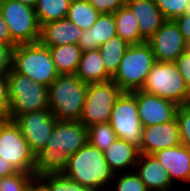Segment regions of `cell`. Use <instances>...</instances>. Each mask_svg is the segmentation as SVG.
Masks as SVG:
<instances>
[{
    "label": "cell",
    "instance_id": "cell-25",
    "mask_svg": "<svg viewBox=\"0 0 190 191\" xmlns=\"http://www.w3.org/2000/svg\"><path fill=\"white\" fill-rule=\"evenodd\" d=\"M128 47L129 44L116 35L98 48L104 68L111 77L118 70L123 54Z\"/></svg>",
    "mask_w": 190,
    "mask_h": 191
},
{
    "label": "cell",
    "instance_id": "cell-28",
    "mask_svg": "<svg viewBox=\"0 0 190 191\" xmlns=\"http://www.w3.org/2000/svg\"><path fill=\"white\" fill-rule=\"evenodd\" d=\"M87 130L88 142L102 152L117 139V135L109 122L91 125Z\"/></svg>",
    "mask_w": 190,
    "mask_h": 191
},
{
    "label": "cell",
    "instance_id": "cell-18",
    "mask_svg": "<svg viewBox=\"0 0 190 191\" xmlns=\"http://www.w3.org/2000/svg\"><path fill=\"white\" fill-rule=\"evenodd\" d=\"M126 5L137 19L139 33L145 41L166 21L154 0H127Z\"/></svg>",
    "mask_w": 190,
    "mask_h": 191
},
{
    "label": "cell",
    "instance_id": "cell-10",
    "mask_svg": "<svg viewBox=\"0 0 190 191\" xmlns=\"http://www.w3.org/2000/svg\"><path fill=\"white\" fill-rule=\"evenodd\" d=\"M122 92L113 80L88 84L79 121L87 128L94 124L109 122L114 103Z\"/></svg>",
    "mask_w": 190,
    "mask_h": 191
},
{
    "label": "cell",
    "instance_id": "cell-8",
    "mask_svg": "<svg viewBox=\"0 0 190 191\" xmlns=\"http://www.w3.org/2000/svg\"><path fill=\"white\" fill-rule=\"evenodd\" d=\"M0 157L17 171L34 174L36 156L23 138L19 126L6 118H0Z\"/></svg>",
    "mask_w": 190,
    "mask_h": 191
},
{
    "label": "cell",
    "instance_id": "cell-20",
    "mask_svg": "<svg viewBox=\"0 0 190 191\" xmlns=\"http://www.w3.org/2000/svg\"><path fill=\"white\" fill-rule=\"evenodd\" d=\"M116 35L113 13L100 14L91 28L83 30L77 45L83 52L96 50Z\"/></svg>",
    "mask_w": 190,
    "mask_h": 191
},
{
    "label": "cell",
    "instance_id": "cell-44",
    "mask_svg": "<svg viewBox=\"0 0 190 191\" xmlns=\"http://www.w3.org/2000/svg\"><path fill=\"white\" fill-rule=\"evenodd\" d=\"M187 104L190 105V89H189V97H188V102H187Z\"/></svg>",
    "mask_w": 190,
    "mask_h": 191
},
{
    "label": "cell",
    "instance_id": "cell-30",
    "mask_svg": "<svg viewBox=\"0 0 190 191\" xmlns=\"http://www.w3.org/2000/svg\"><path fill=\"white\" fill-rule=\"evenodd\" d=\"M113 183V191H148L135 170L114 174Z\"/></svg>",
    "mask_w": 190,
    "mask_h": 191
},
{
    "label": "cell",
    "instance_id": "cell-17",
    "mask_svg": "<svg viewBox=\"0 0 190 191\" xmlns=\"http://www.w3.org/2000/svg\"><path fill=\"white\" fill-rule=\"evenodd\" d=\"M152 155L168 170L173 185L175 182L190 184V149L180 144Z\"/></svg>",
    "mask_w": 190,
    "mask_h": 191
},
{
    "label": "cell",
    "instance_id": "cell-41",
    "mask_svg": "<svg viewBox=\"0 0 190 191\" xmlns=\"http://www.w3.org/2000/svg\"><path fill=\"white\" fill-rule=\"evenodd\" d=\"M30 191H49L37 178L30 183Z\"/></svg>",
    "mask_w": 190,
    "mask_h": 191
},
{
    "label": "cell",
    "instance_id": "cell-36",
    "mask_svg": "<svg viewBox=\"0 0 190 191\" xmlns=\"http://www.w3.org/2000/svg\"><path fill=\"white\" fill-rule=\"evenodd\" d=\"M12 49L0 44V76L7 77L11 70Z\"/></svg>",
    "mask_w": 190,
    "mask_h": 191
},
{
    "label": "cell",
    "instance_id": "cell-35",
    "mask_svg": "<svg viewBox=\"0 0 190 191\" xmlns=\"http://www.w3.org/2000/svg\"><path fill=\"white\" fill-rule=\"evenodd\" d=\"M10 101L8 92V81L6 77L0 76V117L5 118L9 111Z\"/></svg>",
    "mask_w": 190,
    "mask_h": 191
},
{
    "label": "cell",
    "instance_id": "cell-23",
    "mask_svg": "<svg viewBox=\"0 0 190 191\" xmlns=\"http://www.w3.org/2000/svg\"><path fill=\"white\" fill-rule=\"evenodd\" d=\"M55 69L59 75L75 74L82 49L75 44L48 47Z\"/></svg>",
    "mask_w": 190,
    "mask_h": 191
},
{
    "label": "cell",
    "instance_id": "cell-15",
    "mask_svg": "<svg viewBox=\"0 0 190 191\" xmlns=\"http://www.w3.org/2000/svg\"><path fill=\"white\" fill-rule=\"evenodd\" d=\"M181 144L179 124L174 120L142 128V143L138 148L141 154H150Z\"/></svg>",
    "mask_w": 190,
    "mask_h": 191
},
{
    "label": "cell",
    "instance_id": "cell-26",
    "mask_svg": "<svg viewBox=\"0 0 190 191\" xmlns=\"http://www.w3.org/2000/svg\"><path fill=\"white\" fill-rule=\"evenodd\" d=\"M100 13L87 0H71L67 19L82 30L92 27Z\"/></svg>",
    "mask_w": 190,
    "mask_h": 191
},
{
    "label": "cell",
    "instance_id": "cell-14",
    "mask_svg": "<svg viewBox=\"0 0 190 191\" xmlns=\"http://www.w3.org/2000/svg\"><path fill=\"white\" fill-rule=\"evenodd\" d=\"M136 98L139 119L143 127L167 123L176 118L178 105L170 100L144 92L131 91Z\"/></svg>",
    "mask_w": 190,
    "mask_h": 191
},
{
    "label": "cell",
    "instance_id": "cell-34",
    "mask_svg": "<svg viewBox=\"0 0 190 191\" xmlns=\"http://www.w3.org/2000/svg\"><path fill=\"white\" fill-rule=\"evenodd\" d=\"M100 14H110L126 5L127 0H87Z\"/></svg>",
    "mask_w": 190,
    "mask_h": 191
},
{
    "label": "cell",
    "instance_id": "cell-43",
    "mask_svg": "<svg viewBox=\"0 0 190 191\" xmlns=\"http://www.w3.org/2000/svg\"><path fill=\"white\" fill-rule=\"evenodd\" d=\"M184 14H190V0H188L187 5L185 6Z\"/></svg>",
    "mask_w": 190,
    "mask_h": 191
},
{
    "label": "cell",
    "instance_id": "cell-9",
    "mask_svg": "<svg viewBox=\"0 0 190 191\" xmlns=\"http://www.w3.org/2000/svg\"><path fill=\"white\" fill-rule=\"evenodd\" d=\"M0 10L12 40L17 44H28L40 40V25L35 9L16 0L0 3Z\"/></svg>",
    "mask_w": 190,
    "mask_h": 191
},
{
    "label": "cell",
    "instance_id": "cell-27",
    "mask_svg": "<svg viewBox=\"0 0 190 191\" xmlns=\"http://www.w3.org/2000/svg\"><path fill=\"white\" fill-rule=\"evenodd\" d=\"M71 0H38L34 9L40 27L67 17Z\"/></svg>",
    "mask_w": 190,
    "mask_h": 191
},
{
    "label": "cell",
    "instance_id": "cell-2",
    "mask_svg": "<svg viewBox=\"0 0 190 191\" xmlns=\"http://www.w3.org/2000/svg\"><path fill=\"white\" fill-rule=\"evenodd\" d=\"M62 173L81 186L96 191H105L114 177L104 153L89 142L70 155L68 165Z\"/></svg>",
    "mask_w": 190,
    "mask_h": 191
},
{
    "label": "cell",
    "instance_id": "cell-21",
    "mask_svg": "<svg viewBox=\"0 0 190 191\" xmlns=\"http://www.w3.org/2000/svg\"><path fill=\"white\" fill-rule=\"evenodd\" d=\"M103 153L114 174L120 173L119 170L123 173L133 171L140 155L136 146L118 138Z\"/></svg>",
    "mask_w": 190,
    "mask_h": 191
},
{
    "label": "cell",
    "instance_id": "cell-22",
    "mask_svg": "<svg viewBox=\"0 0 190 191\" xmlns=\"http://www.w3.org/2000/svg\"><path fill=\"white\" fill-rule=\"evenodd\" d=\"M75 75L86 84L107 82L112 79L104 68L98 49L82 53Z\"/></svg>",
    "mask_w": 190,
    "mask_h": 191
},
{
    "label": "cell",
    "instance_id": "cell-31",
    "mask_svg": "<svg viewBox=\"0 0 190 191\" xmlns=\"http://www.w3.org/2000/svg\"><path fill=\"white\" fill-rule=\"evenodd\" d=\"M34 178V174L18 171L1 178L0 191H26Z\"/></svg>",
    "mask_w": 190,
    "mask_h": 191
},
{
    "label": "cell",
    "instance_id": "cell-6",
    "mask_svg": "<svg viewBox=\"0 0 190 191\" xmlns=\"http://www.w3.org/2000/svg\"><path fill=\"white\" fill-rule=\"evenodd\" d=\"M155 62L153 51L147 42L129 45L111 80L123 92L141 90Z\"/></svg>",
    "mask_w": 190,
    "mask_h": 191
},
{
    "label": "cell",
    "instance_id": "cell-40",
    "mask_svg": "<svg viewBox=\"0 0 190 191\" xmlns=\"http://www.w3.org/2000/svg\"><path fill=\"white\" fill-rule=\"evenodd\" d=\"M16 172L18 171L9 162L0 157V178H4Z\"/></svg>",
    "mask_w": 190,
    "mask_h": 191
},
{
    "label": "cell",
    "instance_id": "cell-5",
    "mask_svg": "<svg viewBox=\"0 0 190 191\" xmlns=\"http://www.w3.org/2000/svg\"><path fill=\"white\" fill-rule=\"evenodd\" d=\"M6 78L10 101L6 119L14 121L19 115L49 109L48 87L16 73L12 68Z\"/></svg>",
    "mask_w": 190,
    "mask_h": 191
},
{
    "label": "cell",
    "instance_id": "cell-4",
    "mask_svg": "<svg viewBox=\"0 0 190 191\" xmlns=\"http://www.w3.org/2000/svg\"><path fill=\"white\" fill-rule=\"evenodd\" d=\"M11 68L46 87L59 75L49 48L40 41L17 45L12 50Z\"/></svg>",
    "mask_w": 190,
    "mask_h": 191
},
{
    "label": "cell",
    "instance_id": "cell-45",
    "mask_svg": "<svg viewBox=\"0 0 190 191\" xmlns=\"http://www.w3.org/2000/svg\"><path fill=\"white\" fill-rule=\"evenodd\" d=\"M187 50L190 52V42L187 44Z\"/></svg>",
    "mask_w": 190,
    "mask_h": 191
},
{
    "label": "cell",
    "instance_id": "cell-12",
    "mask_svg": "<svg viewBox=\"0 0 190 191\" xmlns=\"http://www.w3.org/2000/svg\"><path fill=\"white\" fill-rule=\"evenodd\" d=\"M57 121L50 109L19 115L14 120L35 156L46 147L47 140Z\"/></svg>",
    "mask_w": 190,
    "mask_h": 191
},
{
    "label": "cell",
    "instance_id": "cell-37",
    "mask_svg": "<svg viewBox=\"0 0 190 191\" xmlns=\"http://www.w3.org/2000/svg\"><path fill=\"white\" fill-rule=\"evenodd\" d=\"M175 62L186 86L190 89V52L186 50Z\"/></svg>",
    "mask_w": 190,
    "mask_h": 191
},
{
    "label": "cell",
    "instance_id": "cell-19",
    "mask_svg": "<svg viewBox=\"0 0 190 191\" xmlns=\"http://www.w3.org/2000/svg\"><path fill=\"white\" fill-rule=\"evenodd\" d=\"M83 30L67 18L51 21L40 28V42L47 47L78 44Z\"/></svg>",
    "mask_w": 190,
    "mask_h": 191
},
{
    "label": "cell",
    "instance_id": "cell-39",
    "mask_svg": "<svg viewBox=\"0 0 190 191\" xmlns=\"http://www.w3.org/2000/svg\"><path fill=\"white\" fill-rule=\"evenodd\" d=\"M182 36L187 43L190 42V14H184L175 19Z\"/></svg>",
    "mask_w": 190,
    "mask_h": 191
},
{
    "label": "cell",
    "instance_id": "cell-38",
    "mask_svg": "<svg viewBox=\"0 0 190 191\" xmlns=\"http://www.w3.org/2000/svg\"><path fill=\"white\" fill-rule=\"evenodd\" d=\"M0 44L10 47L12 50L17 46V44L12 40L8 26L3 19L0 10Z\"/></svg>",
    "mask_w": 190,
    "mask_h": 191
},
{
    "label": "cell",
    "instance_id": "cell-33",
    "mask_svg": "<svg viewBox=\"0 0 190 191\" xmlns=\"http://www.w3.org/2000/svg\"><path fill=\"white\" fill-rule=\"evenodd\" d=\"M176 118L179 124L181 144L190 149V105L179 106Z\"/></svg>",
    "mask_w": 190,
    "mask_h": 191
},
{
    "label": "cell",
    "instance_id": "cell-16",
    "mask_svg": "<svg viewBox=\"0 0 190 191\" xmlns=\"http://www.w3.org/2000/svg\"><path fill=\"white\" fill-rule=\"evenodd\" d=\"M134 170L148 191H171L175 186L168 170L153 155L140 153Z\"/></svg>",
    "mask_w": 190,
    "mask_h": 191
},
{
    "label": "cell",
    "instance_id": "cell-42",
    "mask_svg": "<svg viewBox=\"0 0 190 191\" xmlns=\"http://www.w3.org/2000/svg\"><path fill=\"white\" fill-rule=\"evenodd\" d=\"M16 1H19L21 2L22 4H25V5H28V6H31V7H35V5L37 4V1L38 0H16Z\"/></svg>",
    "mask_w": 190,
    "mask_h": 191
},
{
    "label": "cell",
    "instance_id": "cell-29",
    "mask_svg": "<svg viewBox=\"0 0 190 191\" xmlns=\"http://www.w3.org/2000/svg\"><path fill=\"white\" fill-rule=\"evenodd\" d=\"M49 191H96L83 187L63 173H51L36 177Z\"/></svg>",
    "mask_w": 190,
    "mask_h": 191
},
{
    "label": "cell",
    "instance_id": "cell-13",
    "mask_svg": "<svg viewBox=\"0 0 190 191\" xmlns=\"http://www.w3.org/2000/svg\"><path fill=\"white\" fill-rule=\"evenodd\" d=\"M146 42L157 62H175L187 50L188 44L175 20H166Z\"/></svg>",
    "mask_w": 190,
    "mask_h": 191
},
{
    "label": "cell",
    "instance_id": "cell-1",
    "mask_svg": "<svg viewBox=\"0 0 190 191\" xmlns=\"http://www.w3.org/2000/svg\"><path fill=\"white\" fill-rule=\"evenodd\" d=\"M88 142L87 127L80 121H57L46 147L36 155L34 176L62 173L70 155Z\"/></svg>",
    "mask_w": 190,
    "mask_h": 191
},
{
    "label": "cell",
    "instance_id": "cell-11",
    "mask_svg": "<svg viewBox=\"0 0 190 191\" xmlns=\"http://www.w3.org/2000/svg\"><path fill=\"white\" fill-rule=\"evenodd\" d=\"M109 123L117 138L133 144L137 148L142 143V128L136 98L131 92H122L116 99Z\"/></svg>",
    "mask_w": 190,
    "mask_h": 191
},
{
    "label": "cell",
    "instance_id": "cell-32",
    "mask_svg": "<svg viewBox=\"0 0 190 191\" xmlns=\"http://www.w3.org/2000/svg\"><path fill=\"white\" fill-rule=\"evenodd\" d=\"M166 20H175L184 15L188 0H154Z\"/></svg>",
    "mask_w": 190,
    "mask_h": 191
},
{
    "label": "cell",
    "instance_id": "cell-7",
    "mask_svg": "<svg viewBox=\"0 0 190 191\" xmlns=\"http://www.w3.org/2000/svg\"><path fill=\"white\" fill-rule=\"evenodd\" d=\"M144 92L170 100L178 106L187 104L189 88L176 62H155L142 87Z\"/></svg>",
    "mask_w": 190,
    "mask_h": 191
},
{
    "label": "cell",
    "instance_id": "cell-24",
    "mask_svg": "<svg viewBox=\"0 0 190 191\" xmlns=\"http://www.w3.org/2000/svg\"><path fill=\"white\" fill-rule=\"evenodd\" d=\"M116 33L129 45L146 42L139 33L138 22L127 5L113 13Z\"/></svg>",
    "mask_w": 190,
    "mask_h": 191
},
{
    "label": "cell",
    "instance_id": "cell-3",
    "mask_svg": "<svg viewBox=\"0 0 190 191\" xmlns=\"http://www.w3.org/2000/svg\"><path fill=\"white\" fill-rule=\"evenodd\" d=\"M88 84L75 74L58 75L48 86V107L58 121H79Z\"/></svg>",
    "mask_w": 190,
    "mask_h": 191
}]
</instances>
